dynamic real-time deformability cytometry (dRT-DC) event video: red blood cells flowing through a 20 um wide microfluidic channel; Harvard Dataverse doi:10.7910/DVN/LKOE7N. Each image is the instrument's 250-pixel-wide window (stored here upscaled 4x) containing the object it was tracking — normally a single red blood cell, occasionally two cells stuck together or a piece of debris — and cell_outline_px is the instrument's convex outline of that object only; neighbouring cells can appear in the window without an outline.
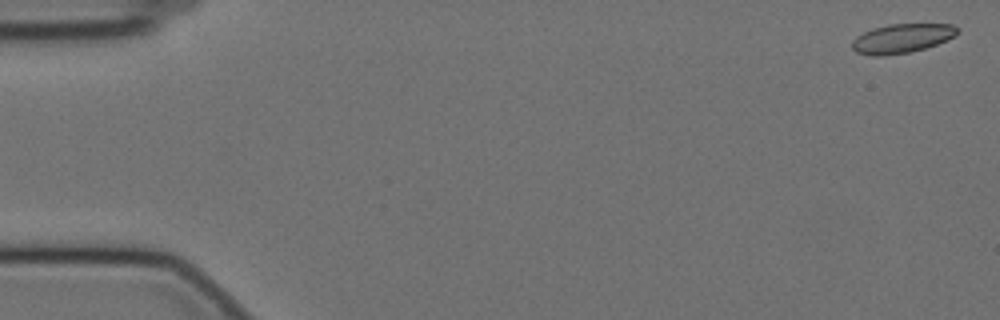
{"species": "Egyptian fruit bat (a non-hibernating species)", "species_latin": "Rousettus aegyptiacus", "temperature_condition": "cold", "stored_images_in_passage": 29, "camera_frame_rate_fps": 3000, "um_per_image_px": 0.085, "animal": {"sex": "female"}, "frame": {"image": 1, "passage_image": 1, "time_ms": 0.0, "image_size_px": [1000, 320], "cell_outline_px": [[960, 32], [956, 36], [936, 44], [912, 52], [884, 56], [872, 56], [856, 52], [852, 48], [852, 40], [856, 36], [872, 28], [888, 24], [952, 24], [960, 28]], "centroid_in_image_um": [76.67, 3.26], "position_along_channel_um": 8.3, "area_um2": 18.15}}
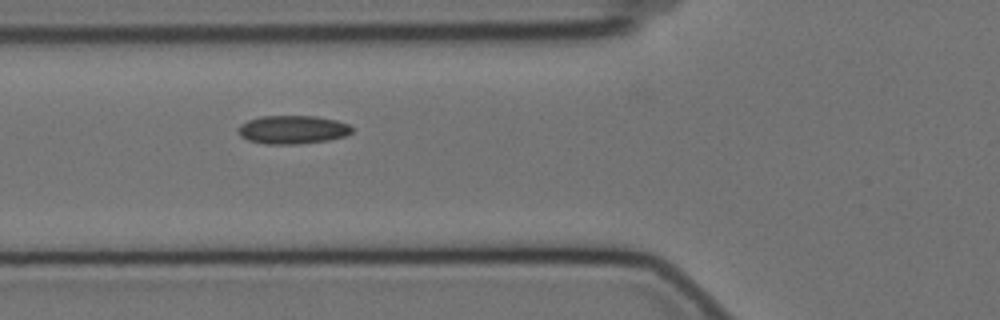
{"frame": {"image": 2, "passage_image": 21, "time_ms": 6.667, "image_size_px": [1000, 320], "cell_outline_px": [[352, 132], [344, 136], [328, 140], [296, 144], [264, 144], [248, 140], [240, 136], [236, 128], [240, 124], [248, 120], [260, 116], [316, 116], [336, 120], [348, 124], [352, 128]], "centroid_in_image_um": [24.83, 11.02], "position_along_channel_um": 101.0, "area_um2": 18.9}}
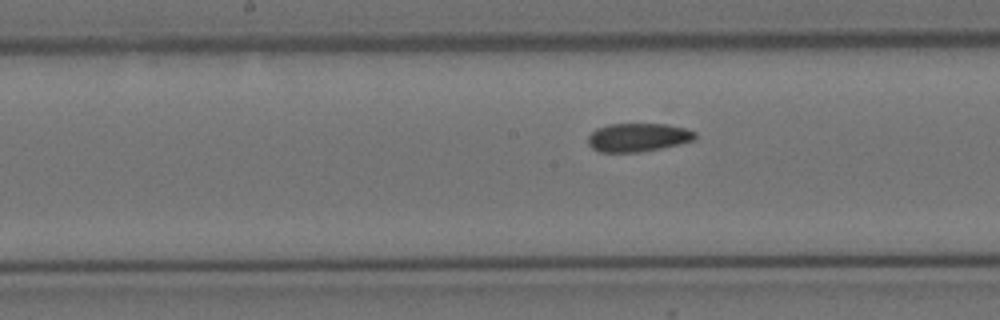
{"frame": {"image": 3, "passage_image": 29, "time_ms": 9.333, "image_size_px": [1000, 320], "cell_outline_px": [[696, 136], [692, 140], [660, 148], [640, 152], [600, 152], [592, 148], [588, 144], [588, 136], [596, 128], [608, 124], [664, 124], [684, 128], [696, 132]], "centroid_in_image_um": [54.17, 11.67], "position_along_channel_um": 194.0, "area_um2": 17.57}}